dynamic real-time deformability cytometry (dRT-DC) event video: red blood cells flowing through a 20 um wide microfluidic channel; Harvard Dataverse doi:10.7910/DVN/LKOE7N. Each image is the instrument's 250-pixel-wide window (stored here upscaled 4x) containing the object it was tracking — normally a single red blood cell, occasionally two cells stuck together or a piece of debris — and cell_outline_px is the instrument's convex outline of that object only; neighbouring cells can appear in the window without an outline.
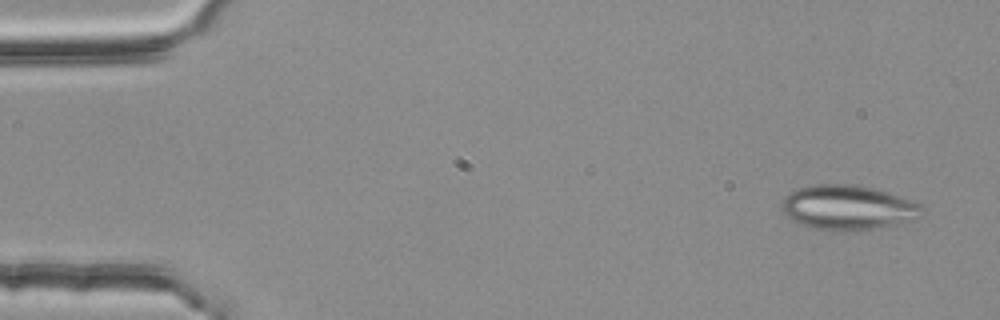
{"species": "common noctule bat (a hibernating species)", "species_latin": "Nyctalus noctula", "temperature_condition": "room temperature", "stored_images_in_passage": 3, "camera_frame_rate_fps": 3000, "um_per_image_px": 0.085, "animal": {"sex": "female", "body_mass_g": 25.1}, "frame": {"image": 1, "passage_image": 1, "time_ms": 0.0, "image_size_px": [1000, 320], "cell_outline_px": [[924, 208], [920, 216], [896, 224], [848, 232], [844, 232], [812, 228], [800, 224], [792, 220], [780, 208], [784, 196], [788, 192], [812, 184], [852, 184], [872, 188], [888, 192], [920, 204]], "centroid_in_image_um": [72.01, 17.64], "position_along_channel_um": 13.0, "area_um2": 36.41}}